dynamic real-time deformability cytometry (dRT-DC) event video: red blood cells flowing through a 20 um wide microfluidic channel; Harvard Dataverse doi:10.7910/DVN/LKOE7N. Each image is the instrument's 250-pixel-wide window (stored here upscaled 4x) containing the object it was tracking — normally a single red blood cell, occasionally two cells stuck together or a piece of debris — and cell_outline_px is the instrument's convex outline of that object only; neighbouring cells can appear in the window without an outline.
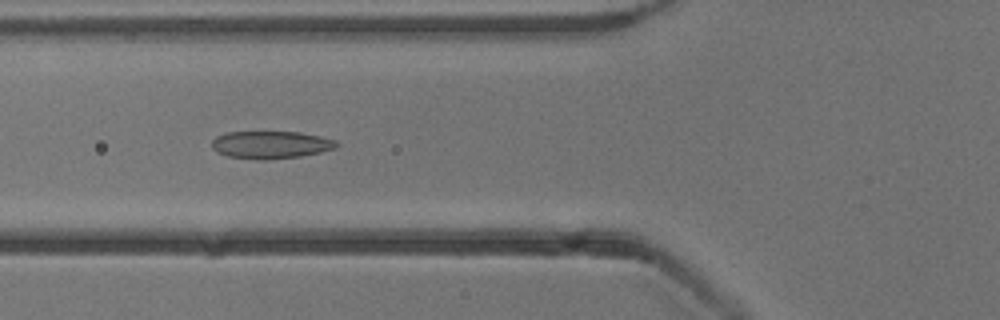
{"species": "common noctule bat (a hibernating species)", "species_latin": "Nyctalus noctula", "temperature_condition": "cold", "stored_images_in_passage": 4, "camera_frame_rate_fps": 3000, "um_per_image_px": 0.085, "animal": {"sex": "male", "body_mass_g": 13.3}, "frame": {"image": 1, "passage_image": 4, "time_ms": 3.333, "image_size_px": [1000, 320], "cell_outline_px": [[340, 144], [336, 148], [320, 152], [300, 156], [268, 160], [260, 160], [228, 156], [216, 152], [212, 148], [212, 140], [216, 136], [224, 132], [300, 132], [320, 136], [336, 140]], "centroid_in_image_um": [23.01, 12.3], "position_along_channel_um": 102.8, "area_um2": 20.17}}